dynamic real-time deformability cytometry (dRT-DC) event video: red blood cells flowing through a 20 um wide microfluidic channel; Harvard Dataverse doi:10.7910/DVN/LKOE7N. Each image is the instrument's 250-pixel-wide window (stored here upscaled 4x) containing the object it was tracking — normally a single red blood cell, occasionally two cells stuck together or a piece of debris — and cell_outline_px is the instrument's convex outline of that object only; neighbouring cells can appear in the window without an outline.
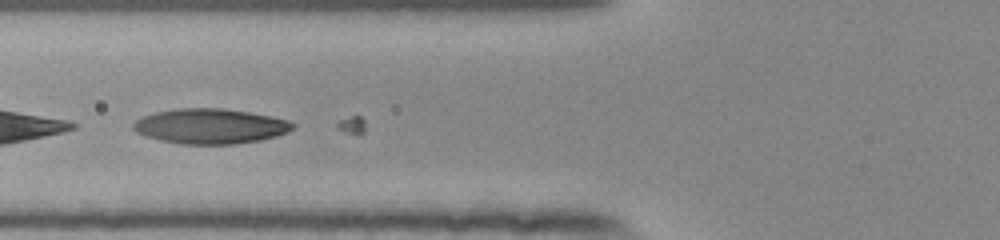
{"species": "human", "species_latin": "Homo sapiens", "temperature_condition": "room temperature", "stored_images_in_passage": 36, "segment_of_instrument_passage": [1, 2], "camera_frame_rate_fps": 3000, "um_per_image_px": 0.085, "donor": {"sex": "female"}, "frame": {"image": 1, "passage_image": 3, "time_ms": 0.667, "image_size_px": [1000, 240], "cell_outline_px": [[296, 128], [288, 132], [276, 136], [260, 140], [236, 144], [180, 144], [160, 140], [144, 136], [136, 132], [132, 128], [132, 124], [136, 120], [144, 116], [156, 112], [176, 108], [220, 108], [248, 112], [288, 120], [296, 124]], "centroid_in_image_um": [17.87, 10.73], "position_along_channel_um": 107.9, "area_um2": 32.66}}
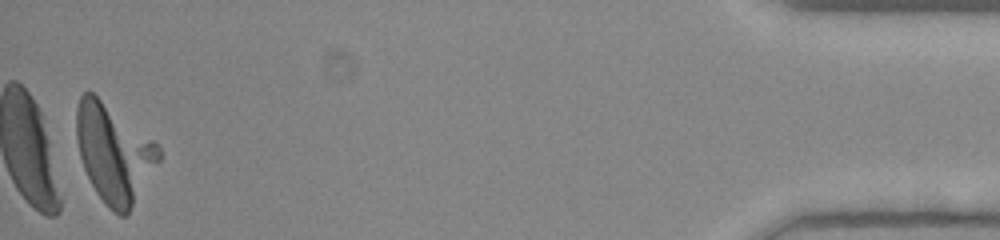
{"frame": {"image": 2, "passage_image": 34, "time_ms": 11.0, "image_size_px": [1000, 240], "cell_outline_px": [[160, 160], [128, 212], [124, 216], [120, 216], [112, 212], [104, 204], [96, 192], [84, 168], [80, 156], [76, 140], [76, 108], [80, 96], [84, 92], [92, 92], [152, 140], [160, 148]], "centroid_in_image_um": [9.64, 13.04], "position_along_channel_um": 425.6, "area_um2": 46.24}}